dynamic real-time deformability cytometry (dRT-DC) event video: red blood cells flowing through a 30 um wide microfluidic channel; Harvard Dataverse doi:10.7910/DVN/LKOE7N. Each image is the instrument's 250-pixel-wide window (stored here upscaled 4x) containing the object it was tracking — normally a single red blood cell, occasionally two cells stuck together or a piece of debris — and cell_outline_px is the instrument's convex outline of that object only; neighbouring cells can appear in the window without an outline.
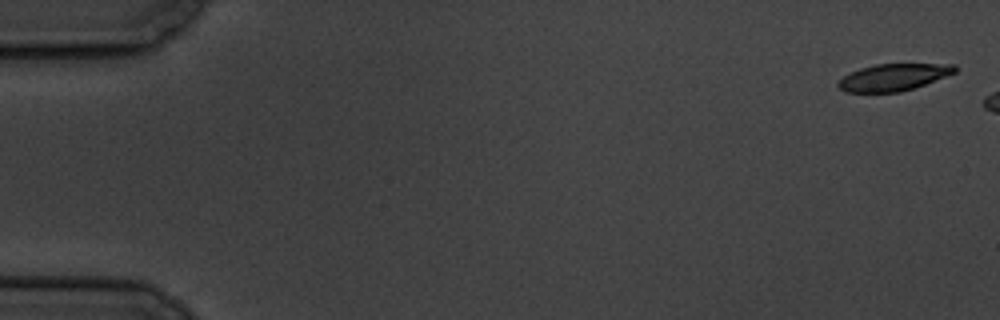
{"species": "common noctule bat (a hibernating species)", "species_latin": "Nyctalus noctula", "temperature_condition": "cold", "stored_images_in_passage": 3, "camera_frame_rate_fps": 3000, "um_per_image_px": 0.085, "animal": {"sex": "male", "body_mass_g": 19.5, "forearm_length_mm": 54.6}, "frame": {"image": 1, "passage_image": 1, "time_ms": 0.0, "image_size_px": [1000, 320], "cell_outline_px": [[956, 72], [924, 84], [900, 92], [844, 92], [836, 84], [844, 76], [860, 68], [876, 64], [956, 64]], "centroid_in_image_um": [75.93, 6.56], "position_along_channel_um": 9.1, "area_um2": 18.03}}